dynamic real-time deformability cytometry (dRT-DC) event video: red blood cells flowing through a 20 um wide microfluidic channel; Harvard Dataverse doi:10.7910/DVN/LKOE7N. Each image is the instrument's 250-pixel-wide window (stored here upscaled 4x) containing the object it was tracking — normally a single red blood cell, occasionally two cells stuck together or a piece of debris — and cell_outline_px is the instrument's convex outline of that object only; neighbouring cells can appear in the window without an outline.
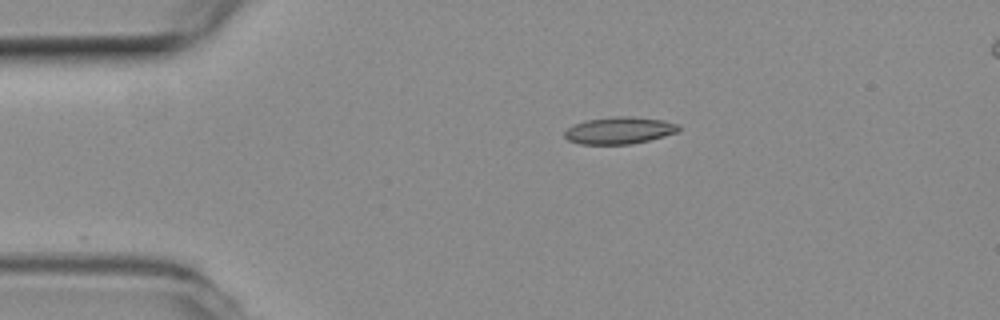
{"species": "common noctule bat (a hibernating species)", "species_latin": "Nyctalus noctula", "temperature_condition": "room temperature", "stored_images_in_passage": 3, "segment_of_instrument_passage": [1, 2], "camera_frame_rate_fps": 3000, "um_per_image_px": 0.085, "animal": {"sex": "female", "body_mass_g": 19.3, "forearm_length_mm": 54.1}, "frame": {"image": 1, "passage_image": 1, "time_ms": 0.0, "image_size_px": [1000, 320], "cell_outline_px": [[680, 128], [676, 132], [664, 136], [632, 144], [580, 144], [568, 140], [564, 136], [564, 132], [568, 128], [576, 124], [588, 120], [616, 116], [628, 116], [664, 120], [680, 124]], "centroid_in_image_um": [52.66, 11.09], "position_along_channel_um": 32.3, "area_um2": 17.8}}